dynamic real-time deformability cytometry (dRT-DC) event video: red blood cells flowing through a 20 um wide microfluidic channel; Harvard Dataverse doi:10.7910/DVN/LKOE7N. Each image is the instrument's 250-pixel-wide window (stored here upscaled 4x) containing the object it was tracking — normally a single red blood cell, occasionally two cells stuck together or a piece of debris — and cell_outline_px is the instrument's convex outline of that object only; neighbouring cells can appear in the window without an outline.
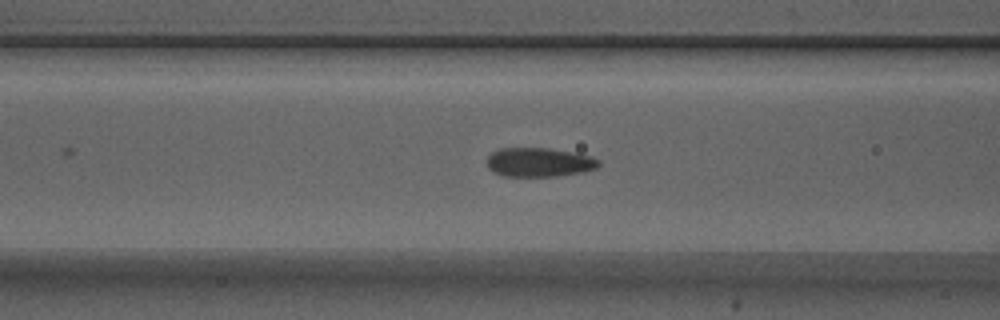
{"species": "Egyptian fruit bat (a non-hibernating species)", "species_latin": "Rousettus aegyptiacus", "temperature_condition": "warm", "stored_images_in_passage": 27, "camera_frame_rate_fps": 3000, "um_per_image_px": 0.085, "animal": {"sex": "male"}, "frame": {"image": 1, "passage_image": 12, "time_ms": 3.667, "image_size_px": [1000, 320], "cell_outline_px": [[600, 164], [596, 168], [584, 172], [556, 176], [504, 176], [488, 168], [488, 156], [492, 152], [500, 148], [548, 148], [572, 152], [592, 156], [600, 160]], "centroid_in_image_um": [45.86, 13.79], "position_along_channel_um": 120.7, "area_um2": 18.9}}
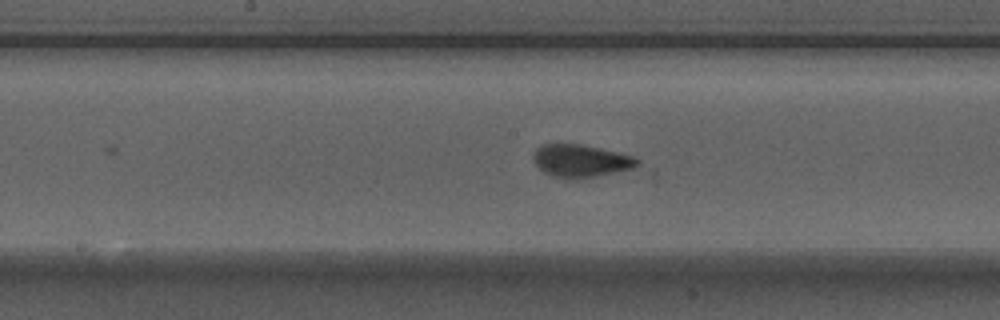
{"frame": {"image": 2, "passage_image": 18, "time_ms": 5.667, "image_size_px": [1000, 320], "cell_outline_px": [[640, 164], [632, 168], [596, 176], [576, 180], [564, 180], [552, 176], [544, 172], [536, 164], [532, 156], [536, 148], [544, 144], [580, 144], [600, 148], [632, 156], [640, 160]], "centroid_in_image_um": [49.34, 13.69], "position_along_channel_um": 198.9, "area_um2": 19.83}}
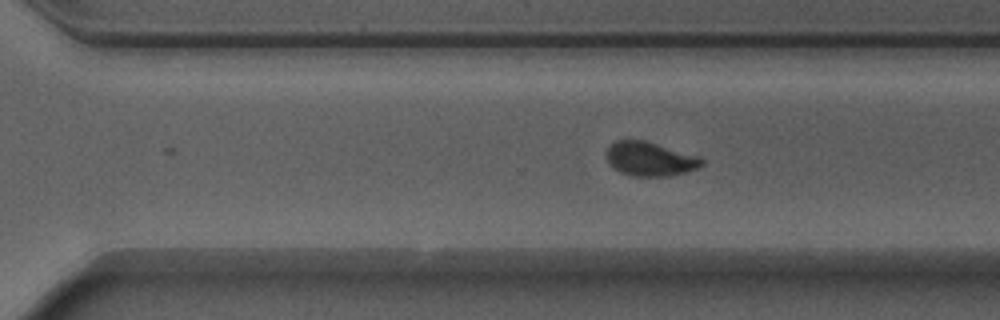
{"frame": {"image": 3, "passage_image": 27, "time_ms": 8.667, "image_size_px": [1000, 320], "cell_outline_px": [[704, 164], [696, 168], [684, 172], [668, 176], [632, 176], [620, 172], [608, 164], [604, 152], [616, 140], [644, 140], [696, 156], [704, 160]], "centroid_in_image_um": [55.18, 13.52], "position_along_channel_um": 315.4, "area_um2": 18.73}}